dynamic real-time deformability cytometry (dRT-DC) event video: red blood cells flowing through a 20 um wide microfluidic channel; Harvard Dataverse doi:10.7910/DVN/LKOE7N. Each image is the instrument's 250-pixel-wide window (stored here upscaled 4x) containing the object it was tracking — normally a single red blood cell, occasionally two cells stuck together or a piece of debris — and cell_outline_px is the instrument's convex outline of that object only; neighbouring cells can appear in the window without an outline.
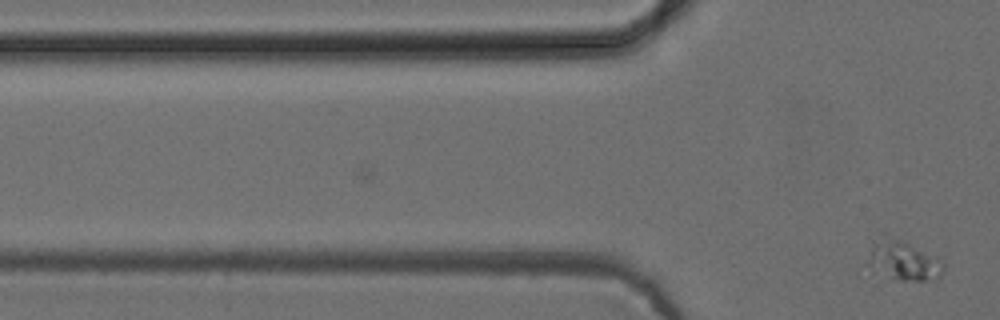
{"species": "common noctule bat (a hibernating species)", "species_latin": "Nyctalus noctula", "temperature_condition": "cold", "stored_images_in_passage": 3, "camera_frame_rate_fps": 3000, "um_per_image_px": 0.085, "animal": {"sex": "female", "body_mass_g": 24.6, "forearm_length_mm": 56.2}, "frame": {"image": 1, "passage_image": 3, "time_ms": 0.667, "image_size_px": [1000, 320], "cell_outline_px": [[944, 268], [940, 276], [936, 280], [900, 280], [872, 272], [868, 264], [868, 260], [872, 240], [900, 240], [940, 260], [944, 264]], "centroid_in_image_um": [76.76, 22.23], "position_along_channel_um": 49.0, "area_um2": 16.7}}